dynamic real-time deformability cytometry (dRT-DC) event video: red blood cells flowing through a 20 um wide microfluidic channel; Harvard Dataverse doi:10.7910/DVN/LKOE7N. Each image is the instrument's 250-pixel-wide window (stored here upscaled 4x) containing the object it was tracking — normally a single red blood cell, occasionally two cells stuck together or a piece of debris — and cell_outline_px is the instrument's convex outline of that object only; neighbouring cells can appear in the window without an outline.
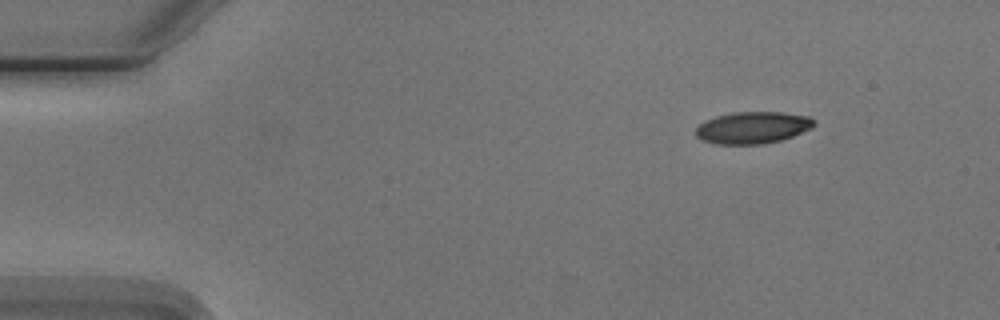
{"species": "Egyptian fruit bat (a non-hibernating species)", "species_latin": "Rousettus aegyptiacus", "temperature_condition": "cold", "stored_images_in_passage": 4, "camera_frame_rate_fps": 3000, "um_per_image_px": 0.085, "animal": {"sex": "male"}, "frame": {"image": 1, "passage_image": 1, "time_ms": 0.0, "image_size_px": [1000, 320], "cell_outline_px": [[816, 124], [812, 128], [792, 136], [780, 140], [764, 144], [716, 144], [700, 140], [696, 136], [696, 128], [704, 120], [716, 116], [732, 112], [784, 112], [808, 116], [816, 120]], "centroid_in_image_um": [63.98, 10.84], "position_along_channel_um": 21.0, "area_um2": 22.2}}
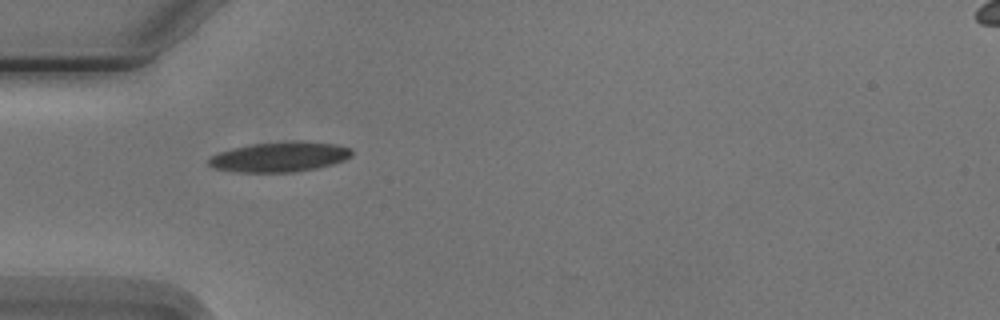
{"frame": {"image": 2, "passage_image": 3, "time_ms": 3.333, "image_size_px": [1000, 320], "cell_outline_px": [[352, 156], [344, 160], [332, 164], [316, 168], [292, 172], [232, 172], [212, 168], [208, 164], [208, 160], [212, 156], [220, 152], [232, 148], [248, 144], [300, 140], [332, 144], [352, 148]], "centroid_in_image_um": [23.75, 13.33], "position_along_channel_um": 61.3, "area_um2": 25.14}}
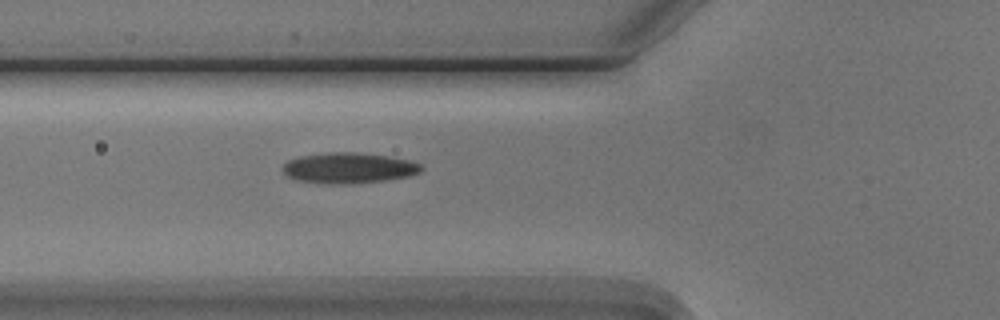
{"frame": {"image": 3, "passage_image": 4, "time_ms": 4.333, "image_size_px": [1000, 320], "cell_outline_px": [[424, 168], [420, 172], [408, 176], [384, 180], [352, 184], [320, 184], [296, 180], [288, 176], [284, 172], [284, 164], [288, 160], [300, 156], [328, 152], [356, 152], [388, 156], [408, 160], [420, 164]], "centroid_in_image_um": [29.62, 14.28], "position_along_channel_um": 96.2, "area_um2": 24.8}}